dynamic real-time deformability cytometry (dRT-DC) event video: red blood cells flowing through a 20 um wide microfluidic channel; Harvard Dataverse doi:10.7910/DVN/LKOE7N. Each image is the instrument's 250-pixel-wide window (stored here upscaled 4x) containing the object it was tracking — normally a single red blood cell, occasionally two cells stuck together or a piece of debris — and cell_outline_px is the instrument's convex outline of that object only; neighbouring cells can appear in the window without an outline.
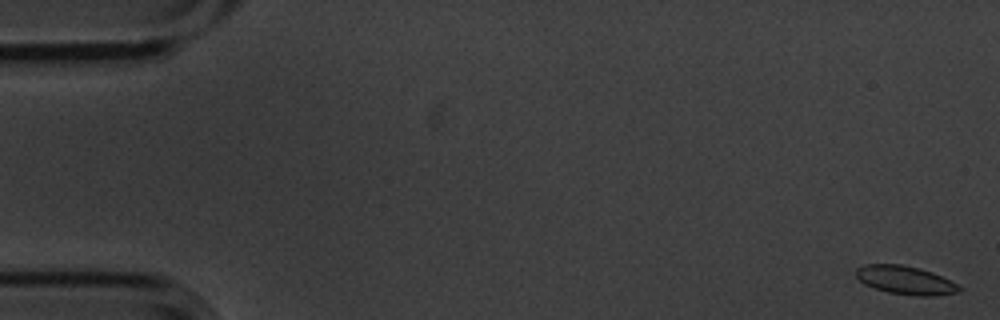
{"species": "common noctule bat (a hibernating species)", "species_latin": "Nyctalus noctula", "temperature_condition": "cold", "stored_images_in_passage": 4, "camera_frame_rate_fps": 3000, "um_per_image_px": 0.085, "animal": {"sex": "male", "body_mass_g": 20.1, "forearm_length_mm": 53.5}, "frame": {"image": 1, "passage_image": 1, "time_ms": 0.0, "image_size_px": [1000, 320], "cell_outline_px": [[964, 288], [960, 292], [936, 296], [916, 296], [888, 292], [864, 284], [856, 276], [856, 268], [864, 264], [900, 264], [920, 268], [932, 272], [960, 284]], "centroid_in_image_um": [77.02, 23.82], "position_along_channel_um": 8.0, "area_um2": 17.34}}